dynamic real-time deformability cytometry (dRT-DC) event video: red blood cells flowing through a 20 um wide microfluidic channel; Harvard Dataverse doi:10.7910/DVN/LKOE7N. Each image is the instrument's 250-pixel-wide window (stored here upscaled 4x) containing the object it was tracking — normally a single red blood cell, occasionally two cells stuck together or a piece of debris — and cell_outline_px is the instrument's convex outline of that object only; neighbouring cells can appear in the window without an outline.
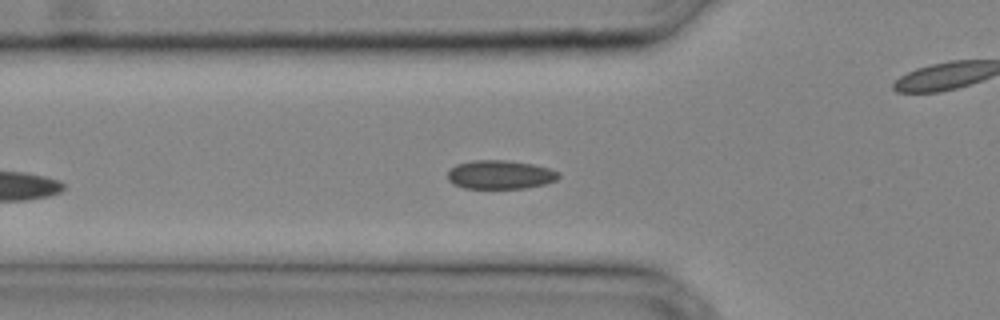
{"species": "common noctule bat (a hibernating species)", "species_latin": "Nyctalus noctula", "temperature_condition": "cold", "stored_images_in_passage": 22, "camera_frame_rate_fps": 3000, "um_per_image_px": 0.085, "animal": {"sex": "male", "body_mass_g": 20.4}, "frame": {"image": 1, "passage_image": 4, "time_ms": 1.0, "image_size_px": [1000, 320], "cell_outline_px": [[560, 176], [556, 180], [544, 184], [524, 188], [464, 188], [452, 184], [448, 180], [448, 172], [456, 164], [472, 160], [508, 160], [532, 164], [548, 168], [560, 172]], "centroid_in_image_um": [42.5, 14.84], "position_along_channel_um": 83.3, "area_um2": 18.61}}
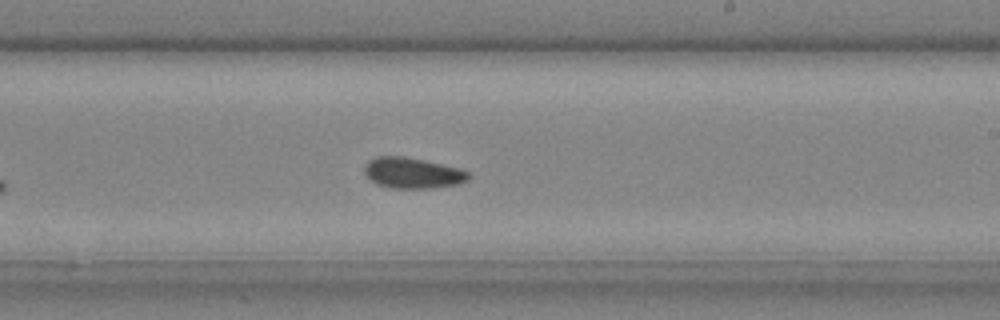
{"frame": {"image": 2, "passage_image": 13, "time_ms": 4.0, "image_size_px": [1000, 320], "cell_outline_px": [[472, 176], [468, 180], [460, 184], [432, 188], [388, 188], [376, 184], [364, 172], [364, 164], [368, 160], [376, 156], [404, 156], [424, 160], [460, 168], [468, 172]], "centroid_in_image_um": [35.08, 14.7], "position_along_channel_um": 253.9, "area_um2": 18.9}}